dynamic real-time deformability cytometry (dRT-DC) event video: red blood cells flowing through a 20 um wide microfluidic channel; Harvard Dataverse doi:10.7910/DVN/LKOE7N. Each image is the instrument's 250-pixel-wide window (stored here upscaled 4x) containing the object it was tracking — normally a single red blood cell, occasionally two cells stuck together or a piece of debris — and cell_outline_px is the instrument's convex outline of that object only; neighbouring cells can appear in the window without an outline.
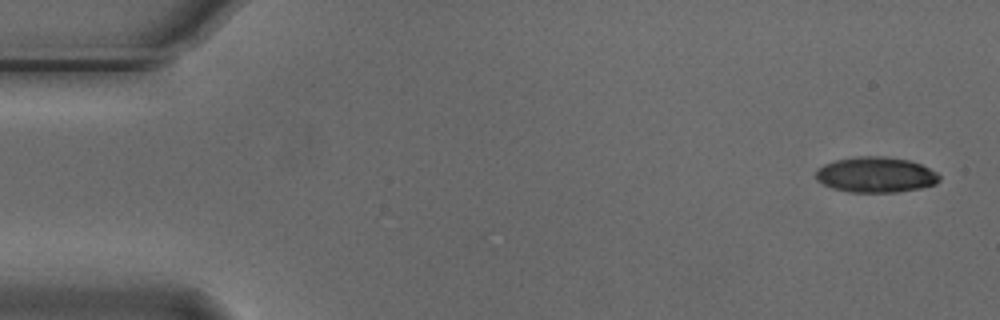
{"species": "Egyptian fruit bat (a non-hibernating species)", "species_latin": "Rousettus aegyptiacus", "temperature_condition": "cold", "stored_images_in_passage": 6, "segment_of_instrument_passage": [2, 2], "camera_frame_rate_fps": 3000, "um_per_image_px": 0.085, "animal": {"sex": "male"}, "frame": {"image": 1, "passage_image": 6, "time_ms": 1.667, "image_size_px": [1000, 320], "cell_outline_px": [[940, 180], [936, 184], [920, 188], [896, 192], [848, 192], [832, 188], [816, 180], [816, 168], [824, 164], [836, 160], [856, 156], [884, 156], [908, 160], [920, 164], [936, 172], [940, 176]], "centroid_in_image_um": [74.42, 14.85], "position_along_channel_um": 10.6, "area_um2": 25.61}}